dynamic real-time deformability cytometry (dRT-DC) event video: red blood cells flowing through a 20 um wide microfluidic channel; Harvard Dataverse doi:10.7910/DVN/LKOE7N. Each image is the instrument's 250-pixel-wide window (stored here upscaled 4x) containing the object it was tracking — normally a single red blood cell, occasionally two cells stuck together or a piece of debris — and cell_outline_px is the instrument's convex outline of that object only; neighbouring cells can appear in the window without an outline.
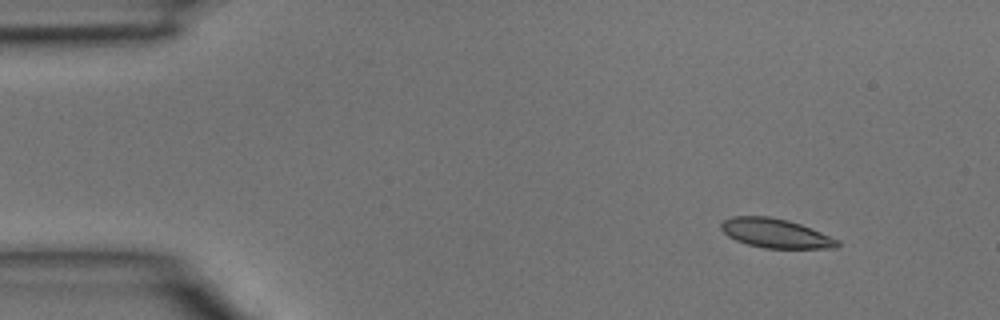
{"species": "common noctule bat (a hibernating species)", "species_latin": "Nyctalus noctula", "temperature_condition": "room temperature", "stored_images_in_passage": 4, "camera_frame_rate_fps": 3000, "um_per_image_px": 0.085, "animal": {"sex": "male", "body_mass_g": 15.6}, "frame": {"image": 1, "passage_image": 1, "time_ms": 0.0, "image_size_px": [1000, 320], "cell_outline_px": [[840, 244], [836, 248], [764, 248], [748, 244], [736, 240], [728, 236], [720, 228], [720, 224], [724, 220], [732, 216], [768, 216], [788, 220], [812, 228], [840, 240]], "centroid_in_image_um": [65.94, 19.82], "position_along_channel_um": 19.1, "area_um2": 19.83}}
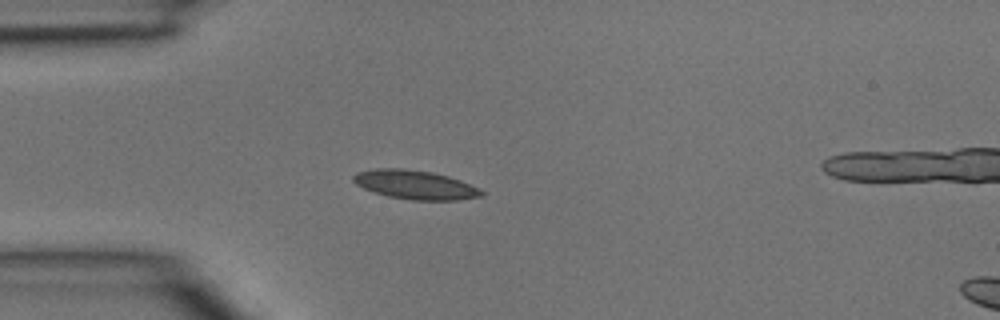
{"frame": {"image": 2, "passage_image": 3, "time_ms": 0.667, "image_size_px": [1000, 320], "cell_outline_px": [[484, 196], [456, 200], [412, 200], [388, 196], [364, 188], [356, 184], [352, 180], [352, 176], [356, 172], [376, 168], [404, 168], [432, 172], [448, 176], [460, 180], [480, 188], [484, 192]], "centroid_in_image_um": [35.3, 15.7], "position_along_channel_um": 49.7, "area_um2": 21.68}}